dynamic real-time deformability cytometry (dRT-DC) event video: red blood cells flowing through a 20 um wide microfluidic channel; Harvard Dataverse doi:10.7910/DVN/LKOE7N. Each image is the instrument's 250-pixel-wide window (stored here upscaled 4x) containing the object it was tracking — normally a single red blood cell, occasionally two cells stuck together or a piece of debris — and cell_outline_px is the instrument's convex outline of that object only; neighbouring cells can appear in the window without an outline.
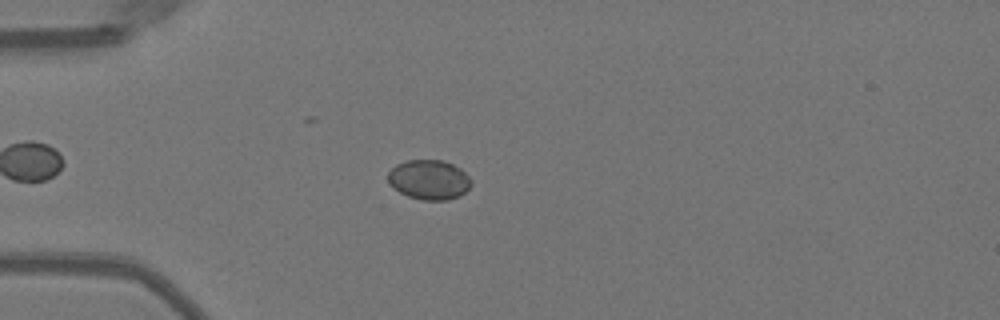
{"species": "Egyptian fruit bat (a non-hibernating species)", "species_latin": "Rousettus aegyptiacus", "temperature_condition": "warm", "stored_images_in_passage": 50, "camera_frame_rate_fps": 3000, "um_per_image_px": 0.085, "animal": {"sex": "female"}, "frame": {"image": 1, "passage_image": 16, "time_ms": 5.0, "image_size_px": [1000, 320], "cell_outline_px": [[472, 184], [460, 196], [448, 200], [424, 200], [408, 196], [400, 192], [388, 180], [388, 172], [396, 164], [408, 160], [444, 160], [460, 168], [468, 176]], "centroid_in_image_um": [36.49, 15.27], "position_along_channel_um": 48.5, "area_um2": 19.07}}
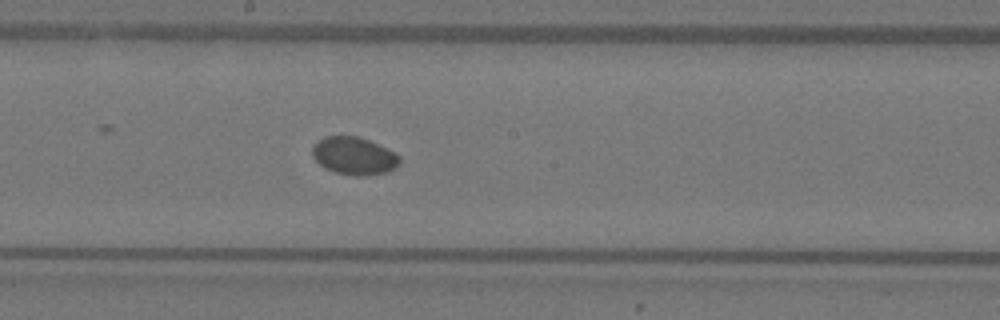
{"frame": {"image": 2, "passage_image": 30, "time_ms": 9.667, "image_size_px": [1000, 320], "cell_outline_px": [[400, 164], [396, 168], [388, 172], [364, 176], [356, 176], [336, 172], [324, 168], [312, 156], [312, 148], [316, 140], [324, 136], [356, 136], [368, 140], [400, 156]], "centroid_in_image_um": [30.07, 13.26], "position_along_channel_um": 218.1, "area_um2": 19.13}}
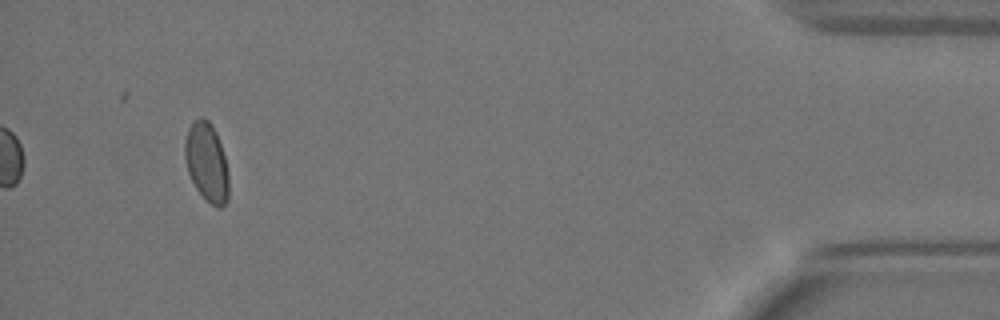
{"frame": {"image": 3, "passage_image": 50, "time_ms": 16.333, "image_size_px": [1000, 320], "cell_outline_px": [[228, 200], [220, 208], [216, 208], [196, 188], [188, 172], [184, 156], [184, 144], [188, 128], [200, 116], [208, 120], [212, 124], [216, 132], [224, 156], [228, 172]], "centroid_in_image_um": [17.57, 13.77], "position_along_channel_um": 417.6, "area_um2": 19.94}, "authors_computed_cell_mechanics": {"area_um2": 19.363, "velocity_mm_per_s": 3.9897, "shape_relaxation_time_tau1_ms": 1.3468, "shape_relaxation_time_tau2_ms": null, "deformation_change_tau1": 0.0273, "deformation_change_tau2": null}}